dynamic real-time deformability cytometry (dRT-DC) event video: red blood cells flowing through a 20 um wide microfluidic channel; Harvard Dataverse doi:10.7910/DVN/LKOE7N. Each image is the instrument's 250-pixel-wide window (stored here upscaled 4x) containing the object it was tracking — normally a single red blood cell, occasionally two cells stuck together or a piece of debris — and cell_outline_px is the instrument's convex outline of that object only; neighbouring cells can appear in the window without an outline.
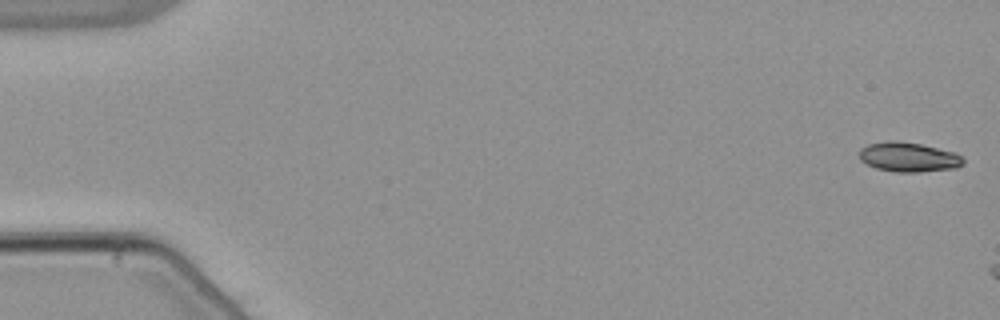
{"species": "common noctule bat (a hibernating species)", "species_latin": "Nyctalus noctula", "temperature_condition": "warm", "stored_images_in_passage": 8, "camera_frame_rate_fps": 3000, "um_per_image_px": 0.085, "animal": {"sex": "male", "body_mass_g": 21.5, "forearm_length_mm": 52.0}, "frame": {"image": 1, "passage_image": 1, "time_ms": 0.0, "image_size_px": [1000, 320], "cell_outline_px": [[964, 164], [956, 168], [920, 172], [896, 172], [876, 168], [860, 160], [860, 148], [868, 144], [888, 140], [896, 140], [920, 144], [952, 152], [960, 156], [964, 160]], "centroid_in_image_um": [77.2, 13.35], "position_along_channel_um": 7.8, "area_um2": 17.8}}